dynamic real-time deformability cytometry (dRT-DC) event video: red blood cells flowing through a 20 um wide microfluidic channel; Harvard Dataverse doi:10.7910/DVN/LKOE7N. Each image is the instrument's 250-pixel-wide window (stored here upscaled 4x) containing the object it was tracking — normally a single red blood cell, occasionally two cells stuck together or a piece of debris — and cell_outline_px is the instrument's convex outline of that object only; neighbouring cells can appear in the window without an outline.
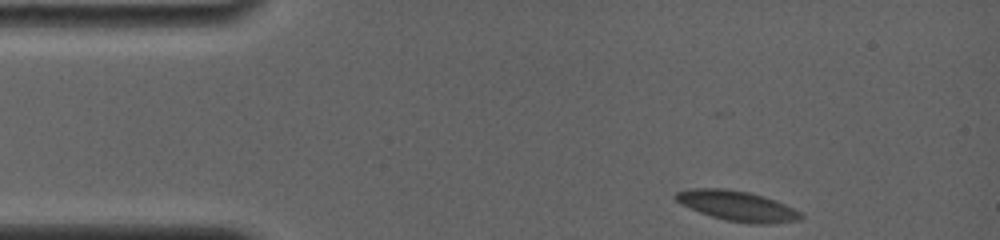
{"species": "common noctule bat (a hibernating species)", "species_latin": "Nyctalus noctula", "temperature_condition": "room temperature", "stored_images_in_passage": 55, "camera_frame_rate_fps": 4000, "um_per_image_px": 0.085, "animal": {"sex": "female", "body_mass_g": 19.0, "forearm_length_mm": 56.7}, "frame": {"image": 1, "passage_image": 1, "time_ms": 0.0, "image_size_px": [1000, 240], "cell_outline_px": [[804, 216], [800, 220], [768, 224], [752, 224], [724, 220], [700, 212], [680, 204], [672, 196], [676, 192], [692, 188], [728, 188], [748, 192], [764, 196], [776, 200], [800, 212]], "centroid_in_image_um": [62.65, 17.5], "position_along_channel_um": 22.4, "area_um2": 22.08}}
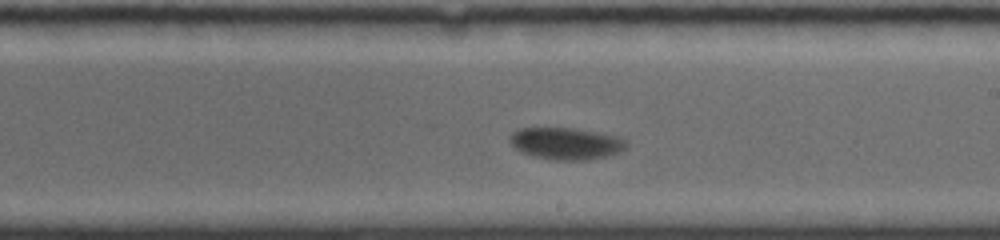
{"frame": {"image": 2, "passage_image": 32, "time_ms": 7.75, "image_size_px": [1000, 240], "cell_outline_px": [[628, 144], [620, 152], [608, 156], [584, 160], [556, 160], [532, 156], [520, 152], [508, 140], [508, 136], [516, 128], [572, 128], [596, 132], [616, 136], [624, 140]], "centroid_in_image_um": [48.06, 12.19], "position_along_channel_um": 240.9, "area_um2": 21.68}}
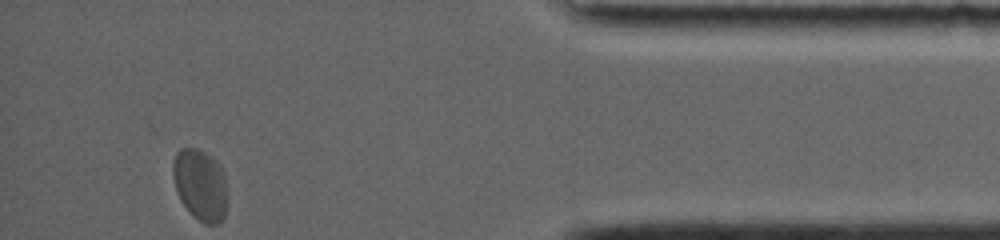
{"frame": {"image": 3, "passage_image": 55, "time_ms": 13.5, "image_size_px": [1000, 240], "cell_outline_px": [[228, 204], [224, 216], [220, 224], [204, 224], [180, 200], [172, 176], [172, 164], [176, 152], [180, 148], [196, 148], [204, 152], [216, 160], [220, 164], [224, 172], [228, 188]], "centroid_in_image_um": [17.07, 15.69], "position_along_channel_um": 418.1, "area_um2": 23.0}, "authors_computed_cell_mechanics": {"area_um2": 21.5594, "velocity_mm_per_s": 3.6605, "shape_relaxation_time_tau1_ms": 2.7243, "shape_relaxation_time_tau2_ms": null, "deformation_change_tau1": 0.1121, "deformation_change_tau2": null}}